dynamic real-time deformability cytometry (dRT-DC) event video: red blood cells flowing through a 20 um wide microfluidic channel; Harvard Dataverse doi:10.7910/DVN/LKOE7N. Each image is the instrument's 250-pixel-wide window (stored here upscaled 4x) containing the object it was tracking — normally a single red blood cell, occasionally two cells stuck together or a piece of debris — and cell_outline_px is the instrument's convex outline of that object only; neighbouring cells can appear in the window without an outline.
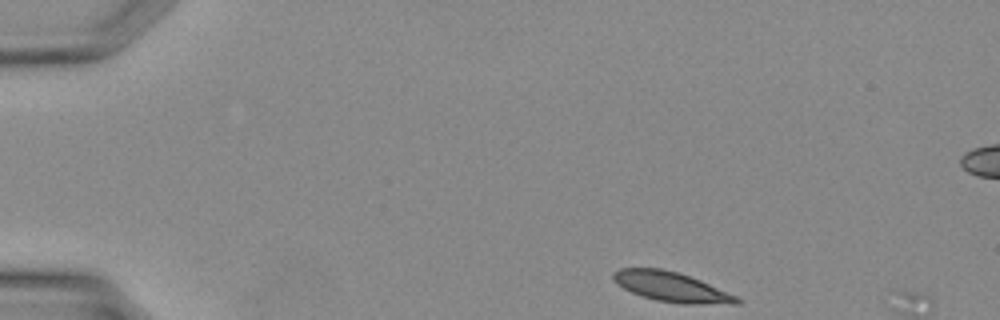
{"species": "Egyptian fruit bat (a non-hibernating species)", "species_latin": "Rousettus aegyptiacus", "temperature_condition": "warm", "stored_images_in_passage": 4, "camera_frame_rate_fps": 3000, "um_per_image_px": 0.085, "animal": {"sex": "female"}, "frame": {"image": 1, "passage_image": 1, "time_ms": 0.0, "image_size_px": [1000, 320], "cell_outline_px": [[744, 300], [740, 304], [684, 304], [656, 300], [632, 292], [616, 284], [612, 276], [612, 272], [620, 268], [660, 268], [680, 272], [700, 280], [736, 296]], "centroid_in_image_um": [57.08, 24.38], "position_along_channel_um": 27.9, "area_um2": 21.44}}